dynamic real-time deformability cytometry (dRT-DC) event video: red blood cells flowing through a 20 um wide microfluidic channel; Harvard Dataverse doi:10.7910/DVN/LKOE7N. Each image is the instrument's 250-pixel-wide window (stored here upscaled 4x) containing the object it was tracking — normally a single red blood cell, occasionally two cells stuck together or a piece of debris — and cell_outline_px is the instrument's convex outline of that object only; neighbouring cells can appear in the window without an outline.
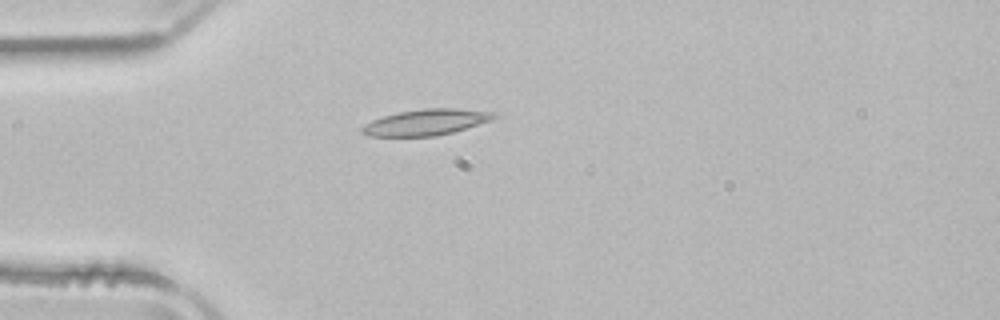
{"species": "common noctule bat (a hibernating species)", "species_latin": "Nyctalus noctula", "temperature_condition": "room temperature", "stored_images_in_passage": 39, "camera_frame_rate_fps": 3000, "um_per_image_px": 0.085, "animal": {"sex": "male", "body_mass_g": 21.5, "forearm_length_mm": 52.0}, "frame": {"image": 1, "passage_image": 1, "time_ms": 0.0, "image_size_px": [1000, 320], "cell_outline_px": [[500, 116], [492, 120], [452, 132], [436, 136], [368, 136], [360, 132], [360, 128], [364, 124], [372, 120], [396, 112], [424, 108], [456, 108], [492, 112]], "centroid_in_image_um": [36.19, 10.38], "position_along_channel_um": 48.8, "area_um2": 20.06}}
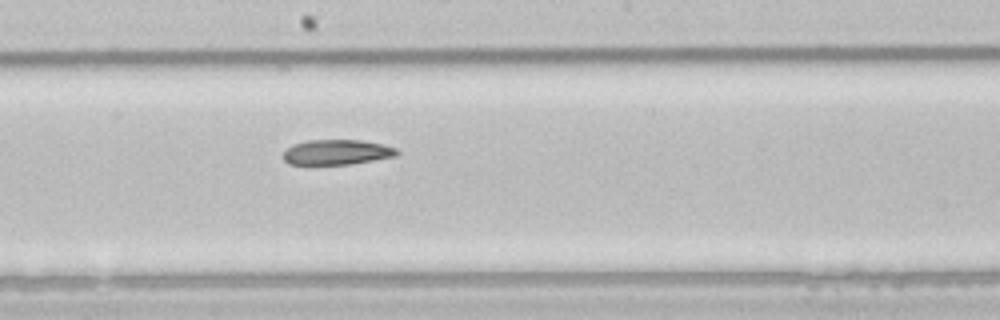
{"frame": {"image": 2, "passage_image": 15, "time_ms": 4.667, "image_size_px": [1000, 320], "cell_outline_px": [[400, 152], [396, 156], [352, 164], [288, 164], [284, 160], [284, 152], [292, 144], [308, 140], [360, 140], [384, 144], [396, 148]], "centroid_in_image_um": [28.66, 12.93], "position_along_channel_um": 219.5, "area_um2": 16.65}}
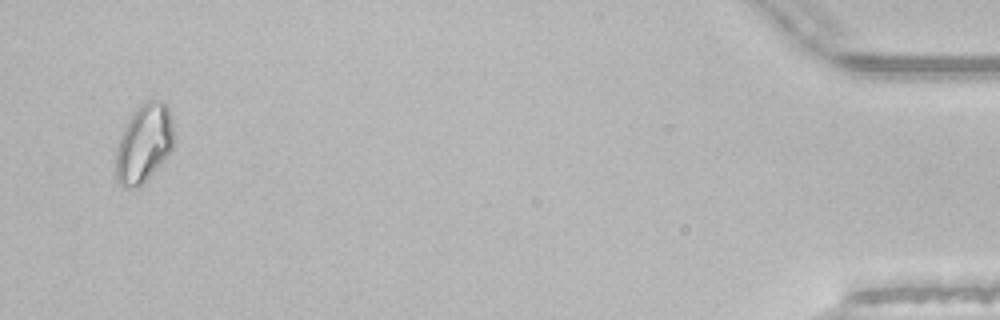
{"frame": {"image": 3, "passage_image": 37, "time_ms": 12.0, "image_size_px": [1000, 320], "cell_outline_px": [[172, 148], [160, 164], [136, 188], [120, 188], [116, 180], [116, 148], [120, 136], [128, 120], [144, 104], [152, 100], [164, 100], [168, 108], [172, 120]], "centroid_in_image_um": [12.2, 12.22], "position_along_channel_um": 423.0, "area_um2": 25.78}}